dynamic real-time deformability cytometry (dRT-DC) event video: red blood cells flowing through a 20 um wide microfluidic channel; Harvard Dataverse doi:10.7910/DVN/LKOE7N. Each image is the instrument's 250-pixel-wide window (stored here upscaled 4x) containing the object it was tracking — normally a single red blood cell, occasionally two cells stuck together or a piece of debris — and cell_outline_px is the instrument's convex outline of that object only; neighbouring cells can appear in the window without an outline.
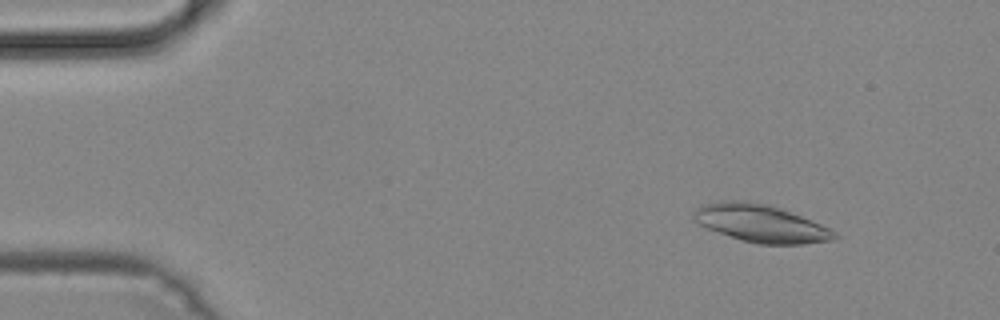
{"species": "common noctule bat (a hibernating species)", "species_latin": "Nyctalus noctula", "temperature_condition": "cold", "stored_images_in_passage": 49, "camera_frame_rate_fps": 3000, "um_per_image_px": 0.085, "animal": {"sex": "male", "body_mass_g": 19.2, "forearm_length_mm": 51.8}, "frame": {"image": 1, "passage_image": 6, "time_ms": 1.667, "image_size_px": [1000, 320], "cell_outline_px": [[840, 236], [832, 240], [804, 244], [756, 244], [740, 240], [708, 228], [692, 220], [692, 212], [700, 204], [724, 200], [744, 200], [768, 204], [780, 208], [832, 228]], "centroid_in_image_um": [64.66, 18.98], "position_along_channel_um": 20.3, "area_um2": 31.15}}